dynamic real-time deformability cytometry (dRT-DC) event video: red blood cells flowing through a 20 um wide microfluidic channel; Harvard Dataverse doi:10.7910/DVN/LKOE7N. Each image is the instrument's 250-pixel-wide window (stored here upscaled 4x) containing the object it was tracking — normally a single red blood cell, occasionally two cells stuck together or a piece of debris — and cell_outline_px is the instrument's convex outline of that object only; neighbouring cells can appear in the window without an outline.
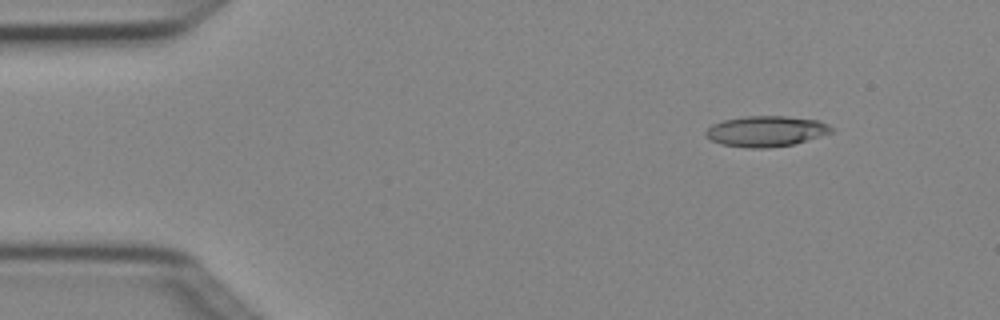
{"species": "Egyptian fruit bat (a non-hibernating species)", "species_latin": "Rousettus aegyptiacus", "temperature_condition": "cold", "stored_images_in_passage": 4, "camera_frame_rate_fps": 3000, "um_per_image_px": 0.085, "animal": {"sex": "female"}, "frame": {"image": 1, "passage_image": 1, "time_ms": 0.0, "image_size_px": [1000, 320], "cell_outline_px": [[836, 128], [832, 132], [820, 136], [792, 144], [768, 148], [748, 148], [720, 144], [712, 140], [704, 132], [712, 124], [724, 120], [744, 116], [784, 116], [820, 120]], "centroid_in_image_um": [65.14, 11.15], "position_along_channel_um": 19.9, "area_um2": 22.43}}
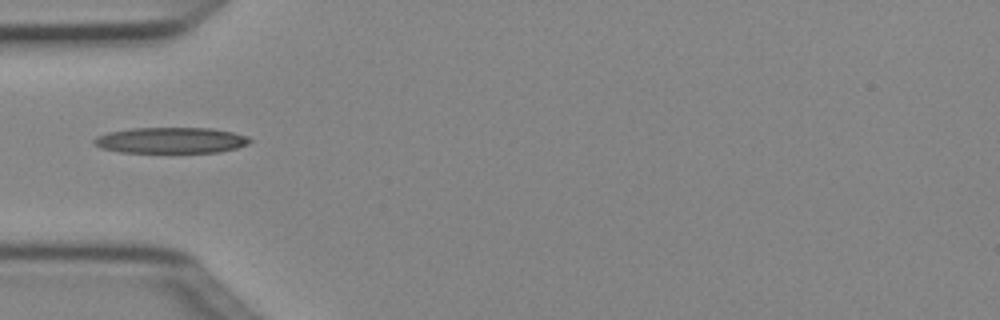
{"frame": {"image": 2, "passage_image": 4, "time_ms": 1.0, "image_size_px": [1000, 320], "cell_outline_px": [[252, 140], [248, 144], [236, 148], [220, 152], [172, 156], [120, 152], [100, 148], [92, 144], [92, 140], [108, 132], [132, 128], [212, 128], [232, 132], [248, 136]], "centroid_in_image_um": [14.52, 11.99], "position_along_channel_um": 70.5, "area_um2": 24.97}}